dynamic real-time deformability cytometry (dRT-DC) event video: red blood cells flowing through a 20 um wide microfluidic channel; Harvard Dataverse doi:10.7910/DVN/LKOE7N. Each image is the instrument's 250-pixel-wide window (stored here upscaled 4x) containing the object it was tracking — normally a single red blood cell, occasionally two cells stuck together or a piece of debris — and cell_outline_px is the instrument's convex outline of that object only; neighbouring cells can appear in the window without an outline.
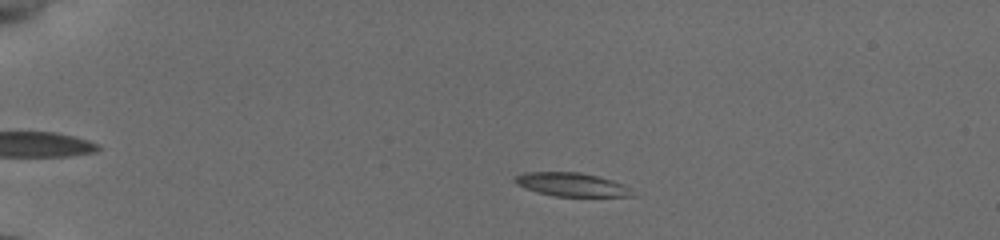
{"species": "common noctule bat (a hibernating species)", "species_latin": "Nyctalus noctula", "temperature_condition": "cold", "stored_images_in_passage": 50, "camera_frame_rate_fps": 3000, "um_per_image_px": 0.085, "animal": {"sex": "female", "body_mass_g": 19.5, "forearm_length_mm": 54.1}, "frame": {"image": 1, "passage_image": 10, "time_ms": 2.667, "image_size_px": [1000, 240], "cell_outline_px": [[636, 196], [552, 196], [536, 192], [524, 188], [516, 184], [512, 180], [516, 176], [524, 172], [580, 172], [612, 180], [624, 184]], "centroid_in_image_um": [48.53, 15.68], "position_along_channel_um": 36.5, "area_um2": 16.13}}
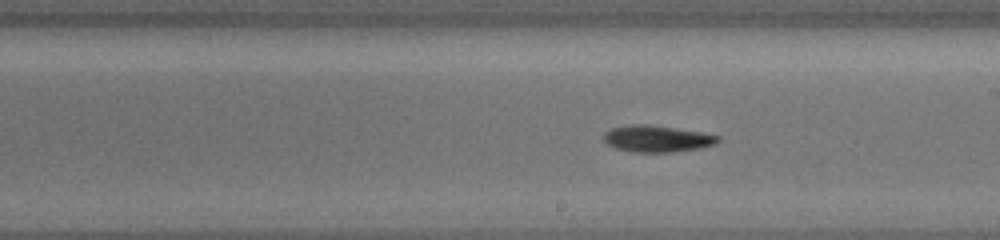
{"frame": {"image": 2, "passage_image": 33, "time_ms": 9.667, "image_size_px": [1000, 240], "cell_outline_px": [[720, 140], [716, 144], [700, 148], [672, 152], [632, 152], [616, 148], [608, 144], [604, 140], [604, 132], [612, 128], [632, 124], [648, 124], [676, 128], [700, 132], [720, 136]], "centroid_in_image_um": [55.85, 11.79], "position_along_channel_um": 233.1, "area_um2": 17.69}}
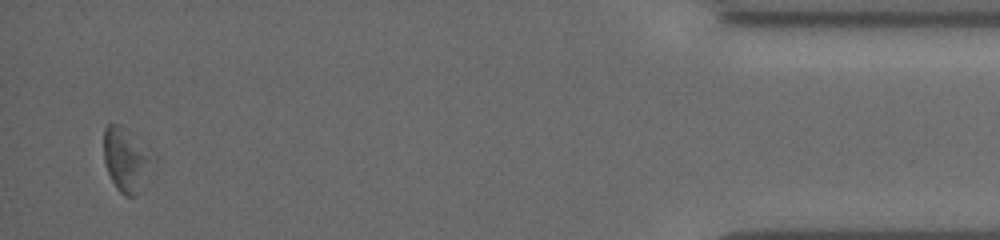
{"frame": {"image": 3, "passage_image": 50, "time_ms": 16.333, "image_size_px": [1000, 240], "cell_outline_px": [[156, 168], [140, 192], [136, 196], [124, 196], [116, 188], [108, 172], [104, 160], [104, 128], [108, 124], [120, 124], [156, 156]], "centroid_in_image_um": [10.81, 13.62], "position_along_channel_um": 424.4, "area_um2": 18.9}, "authors_computed_cell_mechanics": {"area_um2": 17.3689, "velocity_mm_per_s": 3.8284, "shape_relaxation_time_tau1_ms": 3.5677, "shape_relaxation_time_tau2_ms": null, "deformation_change_tau1": 0.1084, "deformation_change_tau2": null}}